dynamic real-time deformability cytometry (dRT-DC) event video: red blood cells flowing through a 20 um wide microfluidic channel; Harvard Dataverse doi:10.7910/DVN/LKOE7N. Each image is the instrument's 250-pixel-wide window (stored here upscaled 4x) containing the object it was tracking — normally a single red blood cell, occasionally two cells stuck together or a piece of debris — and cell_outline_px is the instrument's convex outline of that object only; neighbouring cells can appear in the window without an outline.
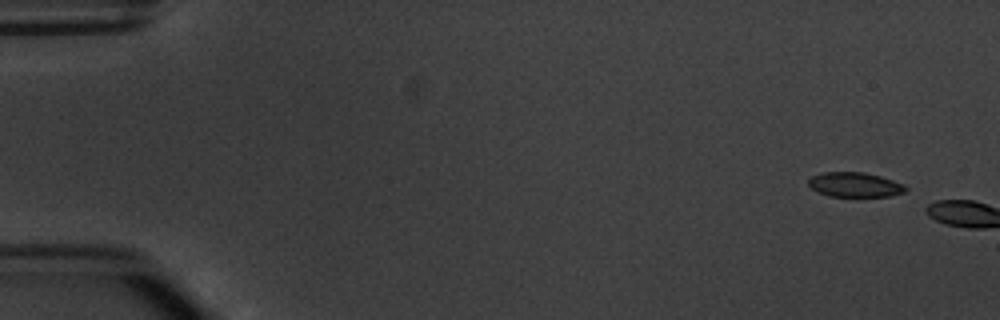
{"species": "common noctule bat (a hibernating species)", "species_latin": "Nyctalus noctula", "temperature_condition": "warm", "stored_images_in_passage": 2, "camera_frame_rate_fps": 3000, "um_per_image_px": 0.085, "animal": {"sex": "male", "body_mass_g": 20.1, "forearm_length_mm": 53.5}, "frame": {"image": 1, "passage_image": 1, "time_ms": 0.0, "image_size_px": [1000, 320], "cell_outline_px": [[908, 192], [892, 196], [832, 196], [820, 192], [812, 188], [808, 184], [808, 180], [812, 176], [824, 172], [864, 172], [880, 176], [904, 184], [908, 188]], "centroid_in_image_um": [72.73, 15.7], "position_along_channel_um": 12.3, "area_um2": 13.93}}